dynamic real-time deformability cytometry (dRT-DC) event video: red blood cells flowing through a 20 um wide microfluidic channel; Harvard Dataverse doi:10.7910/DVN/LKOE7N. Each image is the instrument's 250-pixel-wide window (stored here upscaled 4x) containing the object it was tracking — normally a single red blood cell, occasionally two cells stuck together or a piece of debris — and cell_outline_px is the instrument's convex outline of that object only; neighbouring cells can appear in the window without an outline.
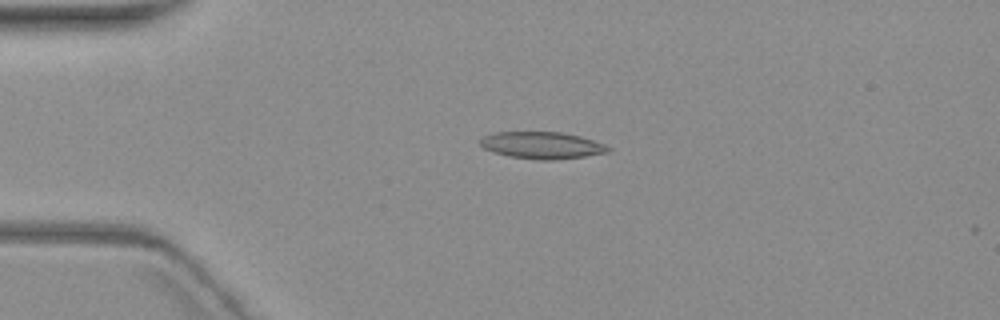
{"species": "common noctule bat (a hibernating species)", "species_latin": "Nyctalus noctula", "temperature_condition": "warm", "stored_images_in_passage": 6, "camera_frame_rate_fps": 3000, "um_per_image_px": 0.085, "animal": {"sex": "female", "body_mass_g": 19.3, "forearm_length_mm": 54.1}, "frame": {"image": 1, "passage_image": 4, "time_ms": 3.667, "image_size_px": [1000, 320], "cell_outline_px": [[612, 152], [556, 160], [540, 160], [508, 156], [484, 148], [480, 144], [480, 140], [484, 136], [496, 132], [560, 132], [580, 136], [604, 144], [612, 148]], "centroid_in_image_um": [46.11, 12.35], "position_along_channel_um": 38.9, "area_um2": 20.0}}